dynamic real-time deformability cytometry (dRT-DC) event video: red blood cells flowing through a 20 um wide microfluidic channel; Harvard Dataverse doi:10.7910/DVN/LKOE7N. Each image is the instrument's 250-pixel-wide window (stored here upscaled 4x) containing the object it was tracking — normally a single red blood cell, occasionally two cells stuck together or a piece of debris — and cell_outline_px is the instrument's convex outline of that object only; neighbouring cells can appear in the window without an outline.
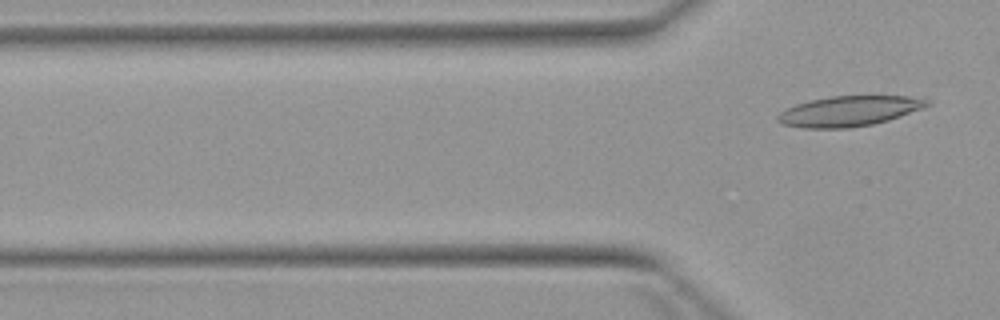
{"species": "Egyptian fruit bat (a non-hibernating species)", "species_latin": "Rousettus aegyptiacus", "temperature_condition": "warm", "stored_images_in_passage": 5, "camera_frame_rate_fps": 3000, "um_per_image_px": 0.085, "animal": {"sex": "female"}, "frame": {"image": 1, "passage_image": 5, "time_ms": 5.333, "image_size_px": [1000, 320], "cell_outline_px": [[932, 104], [924, 108], [888, 120], [872, 124], [848, 128], [804, 128], [780, 124], [776, 120], [776, 116], [780, 112], [796, 104], [828, 96], [908, 96], [932, 100]], "centroid_in_image_um": [72.18, 9.44], "position_along_channel_um": 53.6, "area_um2": 26.41}}